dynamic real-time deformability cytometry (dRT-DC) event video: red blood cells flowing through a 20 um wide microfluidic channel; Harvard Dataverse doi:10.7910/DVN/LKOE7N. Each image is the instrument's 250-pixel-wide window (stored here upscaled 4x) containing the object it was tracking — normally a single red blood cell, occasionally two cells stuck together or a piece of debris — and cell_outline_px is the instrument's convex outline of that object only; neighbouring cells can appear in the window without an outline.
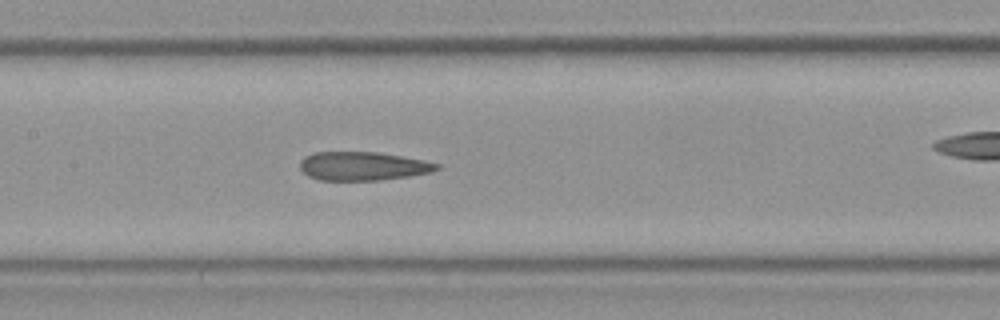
{"species": "Egyptian fruit bat (a non-hibernating species)", "species_latin": "Rousettus aegyptiacus", "temperature_condition": "room temperature", "stored_images_in_passage": 34, "camera_frame_rate_fps": 3000, "um_per_image_px": 0.085, "frame": {"image": 1, "passage_image": 15, "time_ms": 4.667, "image_size_px": [1000, 320], "cell_outline_px": [[440, 168], [432, 172], [408, 176], [380, 180], [320, 180], [308, 176], [300, 168], [300, 160], [304, 156], [312, 152], [376, 152], [424, 160], [440, 164]], "centroid_in_image_um": [30.82, 14.11], "position_along_channel_um": 176.6, "area_um2": 22.83}}
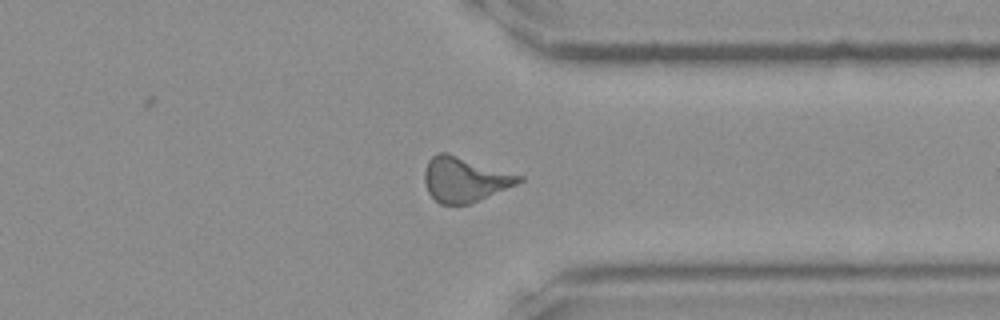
{"frame": {"image": 2, "passage_image": 25, "time_ms": 8.0, "image_size_px": [1000, 320], "cell_outline_px": [[524, 180], [516, 184], [468, 204], [440, 204], [428, 192], [424, 180], [424, 172], [428, 160], [432, 156], [440, 152], [448, 152], [524, 176]], "centroid_in_image_um": [39.48, 15.22], "position_along_channel_um": 371.9, "area_um2": 24.51}}